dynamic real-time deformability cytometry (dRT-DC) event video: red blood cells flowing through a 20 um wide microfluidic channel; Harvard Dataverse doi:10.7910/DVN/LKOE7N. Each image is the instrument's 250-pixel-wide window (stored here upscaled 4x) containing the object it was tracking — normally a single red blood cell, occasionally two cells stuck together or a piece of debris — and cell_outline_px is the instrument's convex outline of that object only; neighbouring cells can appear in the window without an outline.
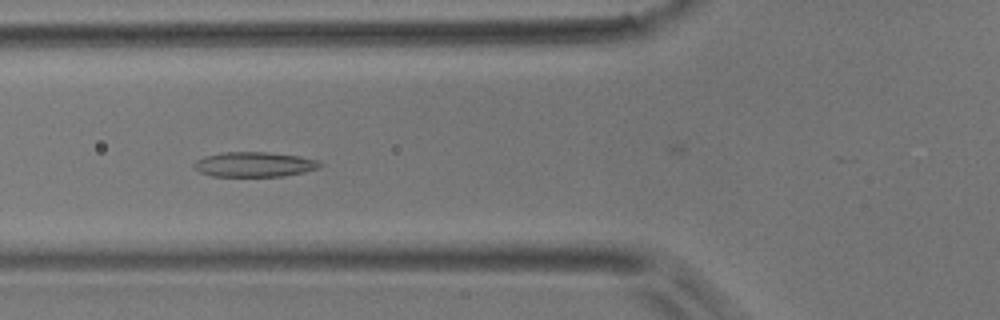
{"species": "common noctule bat (a hibernating species)", "species_latin": "Nyctalus noctula", "temperature_condition": "room temperature", "stored_images_in_passage": 44, "camera_frame_rate_fps": 3000, "um_per_image_px": 0.085, "animal": {"sex": "male", "body_mass_g": 17.9}, "frame": {"image": 1, "passage_image": 10, "time_ms": 3.0, "image_size_px": [1000, 320], "cell_outline_px": [[324, 164], [320, 168], [304, 172], [284, 176], [212, 176], [200, 172], [192, 168], [192, 164], [196, 160], [204, 156], [220, 152], [264, 152], [300, 156], [320, 160]], "centroid_in_image_um": [21.62, 13.97], "position_along_channel_um": 104.2, "area_um2": 18.55}}
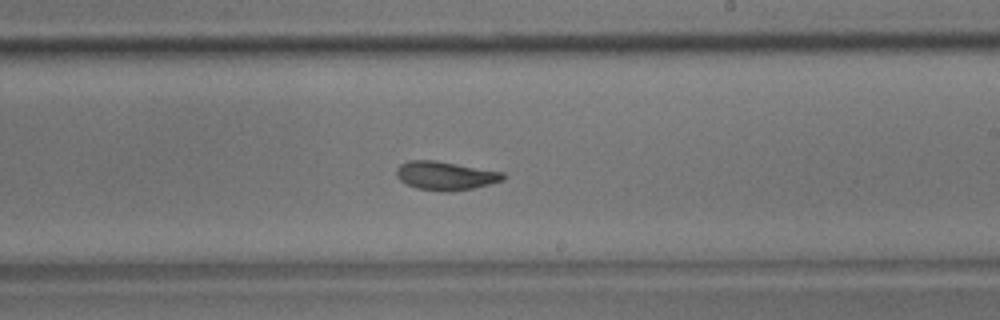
{"frame": {"image": 2, "passage_image": 22, "time_ms": 7.0, "image_size_px": [1000, 320], "cell_outline_px": [[504, 180], [472, 188], [448, 192], [444, 192], [416, 188], [400, 180], [396, 176], [396, 168], [400, 164], [408, 160], [436, 160], [504, 172]], "centroid_in_image_um": [37.84, 14.92], "position_along_channel_um": 251.2, "area_um2": 17.8}}
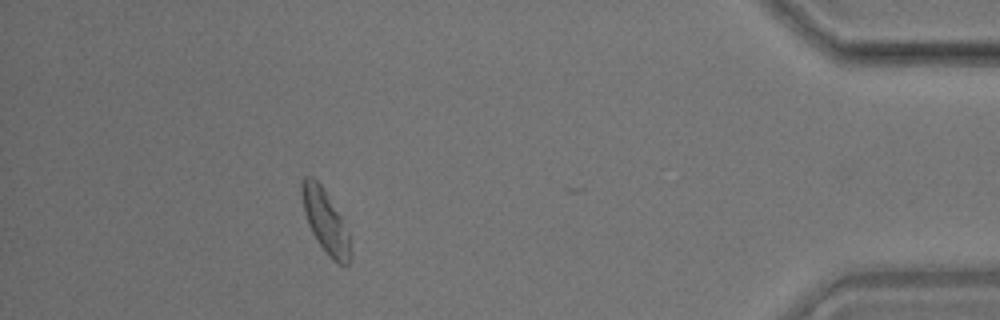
{"frame": {"image": 3, "passage_image": 39, "time_ms": 12.667, "image_size_px": [1000, 320], "cell_outline_px": [[352, 260], [348, 264], [340, 264], [332, 260], [328, 256], [312, 232], [308, 224], [304, 212], [300, 192], [300, 180], [304, 176], [312, 176], [320, 184], [340, 216], [348, 232], [352, 252]], "centroid_in_image_um": [27.65, 18.82], "position_along_channel_um": 407.6, "area_um2": 17.8}, "authors_computed_cell_mechanics": {"area_um2": 17.8024, "velocity_mm_per_s": 3.6706, "shape_relaxation_time_tau1_ms": 4.9182, "shape_relaxation_time_tau2_ms": 2.1053, "deformation_change_tau1": 0.1373, "deformation_change_tau2": 0.0818}}